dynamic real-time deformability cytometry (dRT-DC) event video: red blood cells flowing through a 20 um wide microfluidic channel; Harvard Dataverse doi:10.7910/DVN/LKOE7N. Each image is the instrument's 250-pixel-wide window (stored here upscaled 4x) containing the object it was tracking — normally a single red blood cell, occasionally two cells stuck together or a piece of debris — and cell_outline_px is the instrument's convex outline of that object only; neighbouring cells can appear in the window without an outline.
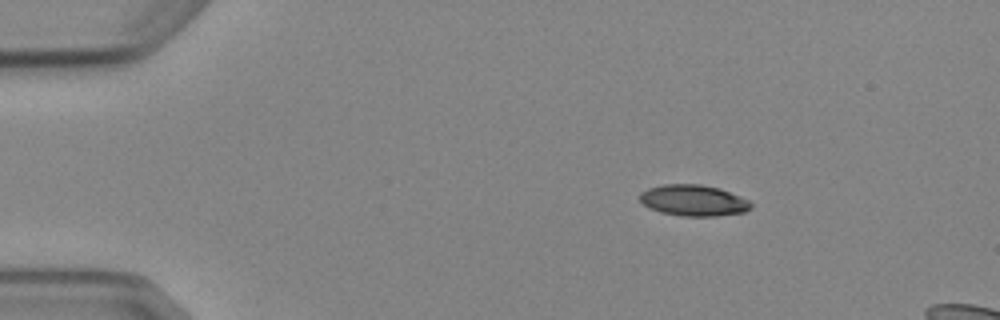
{"species": "Egyptian fruit bat (a non-hibernating species)", "species_latin": "Rousettus aegyptiacus", "temperature_condition": "cold", "stored_images_in_passage": 5, "segment_of_instrument_passage": [1, 2], "camera_frame_rate_fps": 3000, "um_per_image_px": 0.085, "animal": {"sex": "female"}, "frame": {"image": 1, "passage_image": 2, "time_ms": 1.333, "image_size_px": [1000, 320], "cell_outline_px": [[752, 208], [744, 212], [716, 216], [680, 216], [660, 212], [648, 208], [640, 200], [640, 192], [648, 188], [664, 184], [700, 184], [720, 188], [740, 196], [748, 200], [752, 204]], "centroid_in_image_um": [58.94, 17.03], "position_along_channel_um": 26.1, "area_um2": 20.29}}